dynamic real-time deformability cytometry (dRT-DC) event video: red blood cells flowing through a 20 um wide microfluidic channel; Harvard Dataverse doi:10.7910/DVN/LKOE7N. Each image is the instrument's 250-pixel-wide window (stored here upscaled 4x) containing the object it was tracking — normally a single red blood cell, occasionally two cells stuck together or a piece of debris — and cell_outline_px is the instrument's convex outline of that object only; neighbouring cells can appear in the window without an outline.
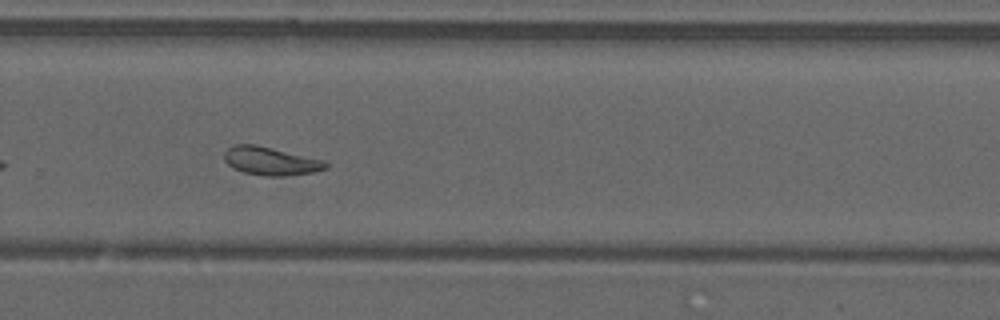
{"species": "common noctule bat (a hibernating species)", "species_latin": "Nyctalus noctula", "temperature_condition": "warm", "stored_images_in_passage": 27, "camera_frame_rate_fps": 3000, "um_per_image_px": 0.085, "animal": {"sex": "male", "forearm_length_mm": 52.5}, "frame": {"image": 1, "passage_image": 20, "time_ms": 6.333, "image_size_px": [1000, 320], "cell_outline_px": [[328, 168], [312, 172], [280, 176], [264, 176], [244, 172], [232, 168], [224, 160], [224, 152], [228, 148], [236, 144], [256, 144], [324, 160], [328, 164]], "centroid_in_image_um": [22.98, 13.68], "position_along_channel_um": 306.8, "area_um2": 16.65}}